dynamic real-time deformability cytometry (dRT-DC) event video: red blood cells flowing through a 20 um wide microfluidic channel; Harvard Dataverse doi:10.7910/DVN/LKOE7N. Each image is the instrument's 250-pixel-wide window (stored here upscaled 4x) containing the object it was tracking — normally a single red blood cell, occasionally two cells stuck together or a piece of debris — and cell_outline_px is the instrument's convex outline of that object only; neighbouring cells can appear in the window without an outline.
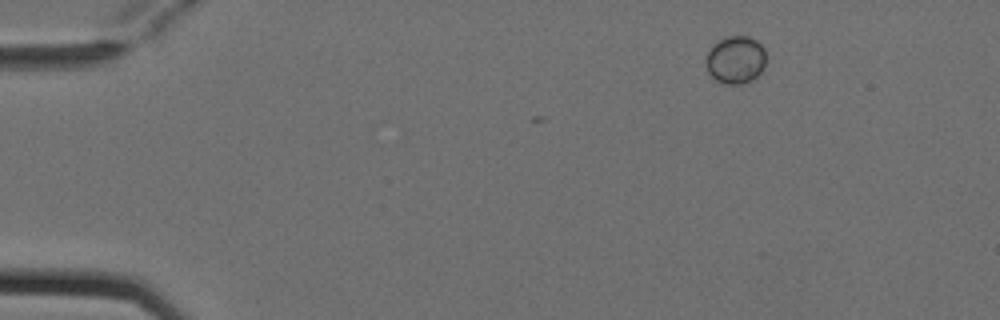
{"species": "Egyptian fruit bat (a non-hibernating species)", "species_latin": "Rousettus aegyptiacus", "temperature_condition": "cold", "stored_images_in_passage": 3, "camera_frame_rate_fps": 3000, "um_per_image_px": 0.085, "animal": {"sex": "female"}, "frame": {"image": 1, "passage_image": 1, "time_ms": 0.0, "image_size_px": [1000, 320], "cell_outline_px": [[764, 68], [752, 80], [740, 84], [724, 84], [716, 80], [708, 72], [708, 52], [720, 40], [728, 36], [748, 36], [756, 40], [764, 48]], "centroid_in_image_um": [62.56, 5.09], "position_along_channel_um": 22.4, "area_um2": 16.24}}
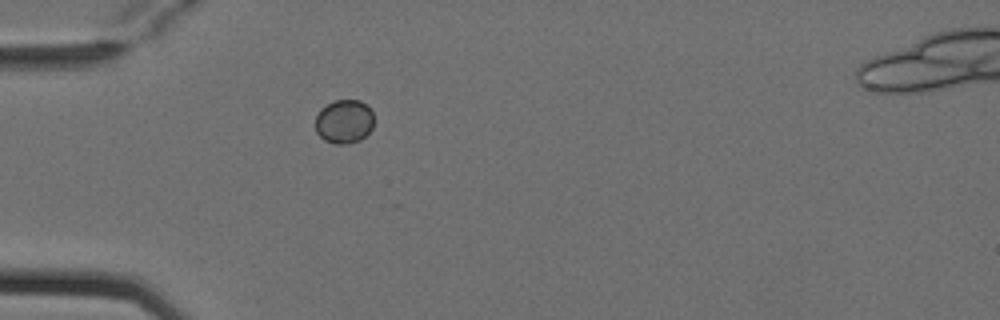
{"frame": {"image": 2, "passage_image": 3, "time_ms": 0.667, "image_size_px": [1000, 320], "cell_outline_px": [[372, 128], [360, 140], [348, 144], [336, 144], [324, 140], [316, 132], [316, 116], [320, 108], [336, 100], [360, 100], [372, 112]], "centroid_in_image_um": [29.22, 10.34], "position_along_channel_um": 55.8, "area_um2": 14.8}}